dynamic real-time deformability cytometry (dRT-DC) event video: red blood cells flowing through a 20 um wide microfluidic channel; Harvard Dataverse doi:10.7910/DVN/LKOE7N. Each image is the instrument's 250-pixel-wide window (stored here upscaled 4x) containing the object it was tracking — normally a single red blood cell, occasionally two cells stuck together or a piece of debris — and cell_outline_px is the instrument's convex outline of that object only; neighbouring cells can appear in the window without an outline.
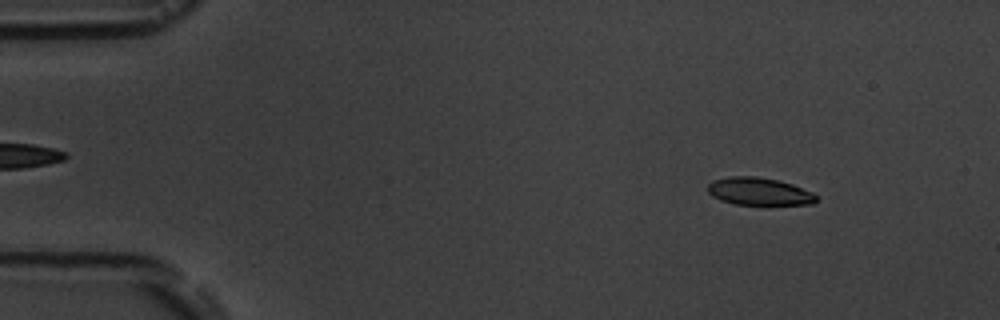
{"species": "common noctule bat (a hibernating species)", "species_latin": "Nyctalus noctula", "temperature_condition": "room temperature", "stored_images_in_passage": 5, "camera_frame_rate_fps": 3000, "um_per_image_px": 0.085, "animal": {"sex": "male", "body_mass_g": 19.5, "forearm_length_mm": 54.6}, "frame": {"image": 1, "passage_image": 1, "time_ms": 0.0, "image_size_px": [1000, 320], "cell_outline_px": [[816, 200], [812, 204], [736, 204], [720, 200], [712, 196], [708, 192], [708, 184], [712, 180], [728, 176], [756, 176], [780, 180], [792, 184], [812, 192], [816, 196]], "centroid_in_image_um": [64.48, 16.25], "position_along_channel_um": 20.5, "area_um2": 17.4}}
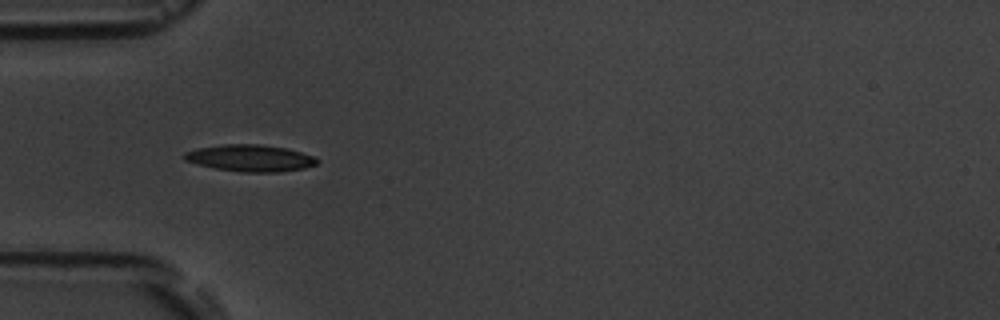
{"frame": {"image": 2, "passage_image": 4, "time_ms": 3.667, "image_size_px": [1000, 320], "cell_outline_px": [[320, 160], [316, 164], [304, 168], [280, 172], [240, 172], [216, 168], [196, 164], [184, 160], [184, 152], [196, 148], [224, 144], [260, 144], [288, 148], [316, 156]], "centroid_in_image_um": [21.29, 13.43], "position_along_channel_um": 63.7, "area_um2": 20.92}}
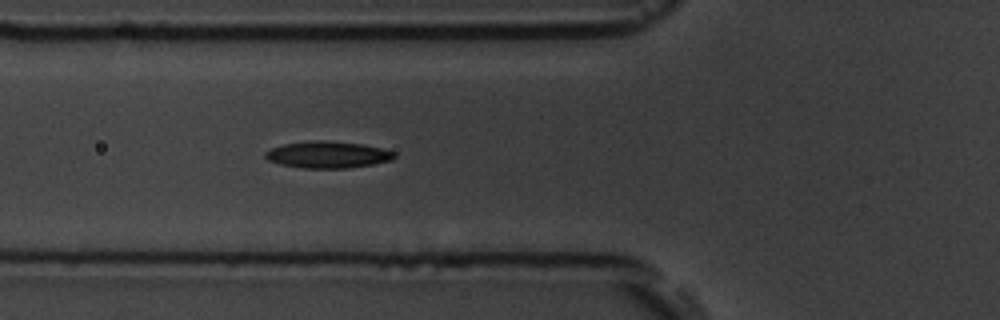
{"frame": {"image": 3, "passage_image": 5, "time_ms": 4.667, "image_size_px": [1000, 320], "cell_outline_px": [[396, 156], [392, 160], [372, 164], [348, 168], [304, 168], [280, 164], [268, 160], [264, 156], [264, 152], [272, 148], [284, 144], [308, 140], [324, 140], [364, 144], [396, 152]], "centroid_in_image_um": [27.85, 13.14], "position_along_channel_um": 97.9, "area_um2": 20.17}}